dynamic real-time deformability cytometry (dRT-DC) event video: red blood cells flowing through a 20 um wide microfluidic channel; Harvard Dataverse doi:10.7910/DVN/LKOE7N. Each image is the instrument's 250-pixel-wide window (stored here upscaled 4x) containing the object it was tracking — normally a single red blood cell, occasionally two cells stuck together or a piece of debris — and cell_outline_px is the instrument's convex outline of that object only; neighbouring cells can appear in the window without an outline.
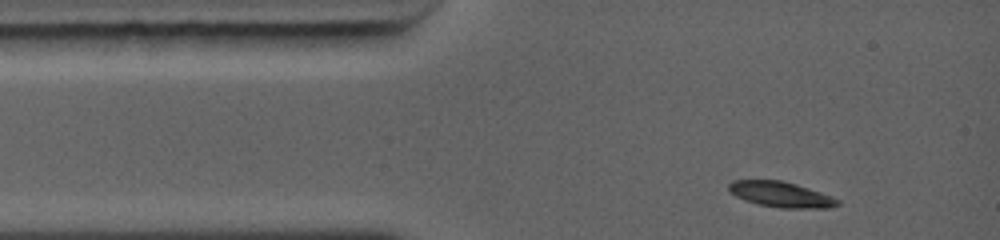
{"species": "common noctule bat (a hibernating species)", "species_latin": "Nyctalus noctula", "temperature_condition": "warm", "stored_images_in_passage": 4, "camera_frame_rate_fps": 5000, "um_per_image_px": 0.085, "animal": {"sex": "female", "body_mass_g": 19.0, "forearm_length_mm": 56.7}, "frame": {"image": 1, "passage_image": 1, "time_ms": 0.0, "image_size_px": [1000, 240], "cell_outline_px": [[840, 204], [828, 208], [780, 208], [760, 204], [744, 200], [728, 192], [728, 184], [732, 180], [780, 180], [796, 184], [832, 196], [840, 200]], "centroid_in_image_um": [66.36, 16.52], "position_along_channel_um": 18.6, "area_um2": 16.18}}
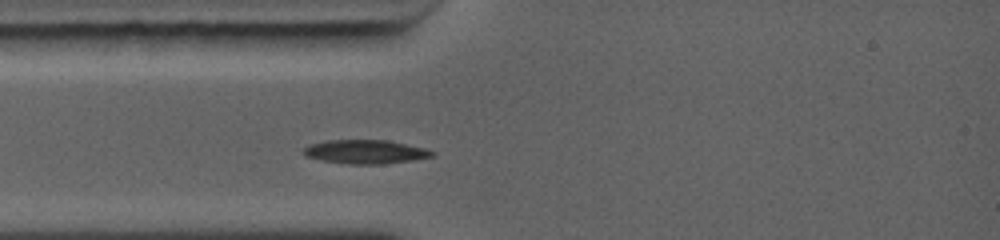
{"frame": {"image": 2, "passage_image": 4, "time_ms": 1.6, "image_size_px": [1000, 240], "cell_outline_px": [[436, 156], [412, 160], [380, 164], [348, 164], [324, 160], [304, 156], [300, 152], [304, 148], [312, 144], [328, 140], [384, 140], [424, 148], [436, 152]], "centroid_in_image_um": [31.05, 12.9], "position_along_channel_um": 53.9, "area_um2": 17.69}}